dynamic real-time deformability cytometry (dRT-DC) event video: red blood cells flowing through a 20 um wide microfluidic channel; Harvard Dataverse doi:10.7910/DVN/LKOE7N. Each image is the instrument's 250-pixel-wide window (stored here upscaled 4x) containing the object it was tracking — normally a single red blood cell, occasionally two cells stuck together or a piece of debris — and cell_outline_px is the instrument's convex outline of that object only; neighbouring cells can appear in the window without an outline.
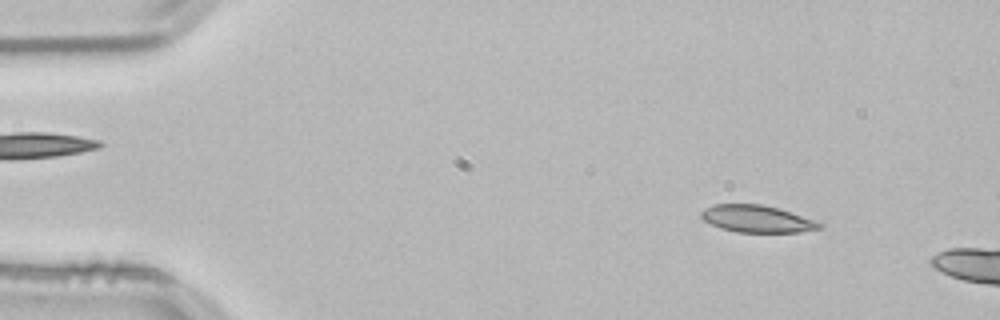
{"species": "common noctule bat (a hibernating species)", "species_latin": "Nyctalus noctula", "temperature_condition": "room temperature", "stored_images_in_passage": 8, "camera_frame_rate_fps": 3000, "um_per_image_px": 0.085, "animal": {"sex": "male", "body_mass_g": 21.5, "forearm_length_mm": 52.0}, "frame": {"image": 1, "passage_image": 3, "time_ms": 0.667, "image_size_px": [1000, 320], "cell_outline_px": [[824, 224], [820, 228], [800, 232], [736, 232], [720, 228], [704, 220], [700, 216], [700, 212], [704, 208], [712, 204], [760, 204], [776, 208]], "centroid_in_image_um": [64.26, 18.6], "position_along_channel_um": 20.7, "area_um2": 18.38}}